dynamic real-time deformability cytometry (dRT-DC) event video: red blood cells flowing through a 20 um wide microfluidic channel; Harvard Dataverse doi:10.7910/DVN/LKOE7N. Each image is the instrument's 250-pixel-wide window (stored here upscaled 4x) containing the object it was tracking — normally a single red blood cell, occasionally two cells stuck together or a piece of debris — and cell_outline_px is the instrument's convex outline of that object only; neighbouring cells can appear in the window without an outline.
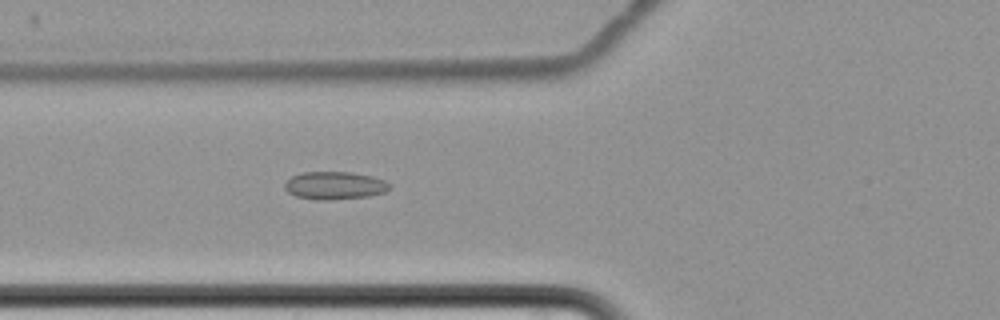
{"species": "common noctule bat (a hibernating species)", "species_latin": "Nyctalus noctula", "temperature_condition": "cold", "stored_images_in_passage": 7, "camera_frame_rate_fps": 3000, "um_per_image_px": 0.085, "animal": {"sex": "female", "body_mass_g": 22.7, "forearm_length_mm": 54.2}, "frame": {"image": 1, "passage_image": 7, "time_ms": 8.0, "image_size_px": [1000, 320], "cell_outline_px": [[392, 184], [384, 192], [368, 196], [332, 200], [316, 200], [296, 196], [288, 192], [284, 188], [284, 184], [292, 176], [304, 172], [352, 172], [372, 176], [384, 180]], "centroid_in_image_um": [28.44, 15.77], "position_along_channel_um": 97.4, "area_um2": 16.99}}